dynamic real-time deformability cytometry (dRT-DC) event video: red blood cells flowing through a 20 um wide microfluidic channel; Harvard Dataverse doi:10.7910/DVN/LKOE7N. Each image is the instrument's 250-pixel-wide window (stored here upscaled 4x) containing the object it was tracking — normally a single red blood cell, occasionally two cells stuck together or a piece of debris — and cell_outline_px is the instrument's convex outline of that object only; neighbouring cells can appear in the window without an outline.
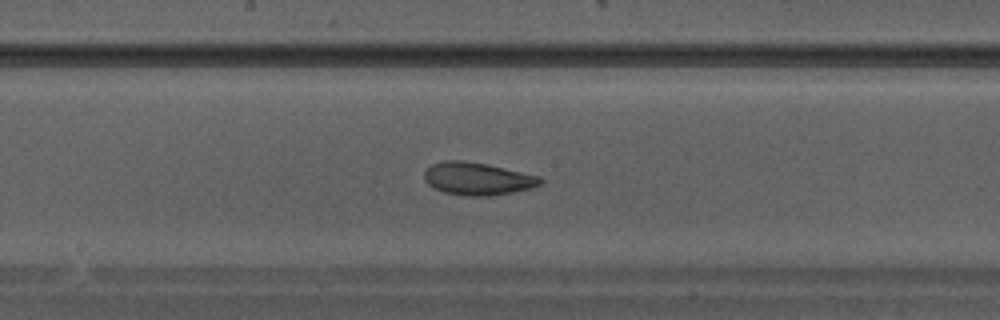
{"species": "Egyptian fruit bat (a non-hibernating species)", "species_latin": "Rousettus aegyptiacus", "temperature_condition": "warm", "stored_images_in_passage": 24, "camera_frame_rate_fps": 3000, "um_per_image_px": 0.085, "animal": {"sex": "male"}, "frame": {"image": 1, "passage_image": 8, "time_ms": 2.333, "image_size_px": [1000, 320], "cell_outline_px": [[544, 180], [540, 184], [532, 188], [512, 192], [488, 196], [468, 196], [444, 192], [432, 188], [424, 180], [424, 172], [432, 164], [444, 160], [460, 160], [484, 164], [540, 176]], "centroid_in_image_um": [40.56, 15.2], "position_along_channel_um": 207.6, "area_um2": 21.91}}
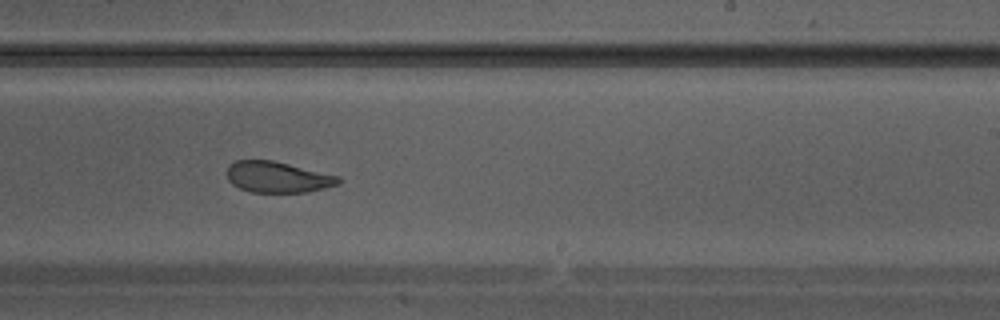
{"frame": {"image": 2, "passage_image": 11, "time_ms": 3.333, "image_size_px": [1000, 320], "cell_outline_px": [[344, 180], [340, 184], [308, 192], [252, 192], [240, 188], [232, 184], [228, 180], [228, 164], [236, 160], [272, 160], [340, 176]], "centroid_in_image_um": [23.63, 15.05], "position_along_channel_um": 265.4, "area_um2": 20.23}}